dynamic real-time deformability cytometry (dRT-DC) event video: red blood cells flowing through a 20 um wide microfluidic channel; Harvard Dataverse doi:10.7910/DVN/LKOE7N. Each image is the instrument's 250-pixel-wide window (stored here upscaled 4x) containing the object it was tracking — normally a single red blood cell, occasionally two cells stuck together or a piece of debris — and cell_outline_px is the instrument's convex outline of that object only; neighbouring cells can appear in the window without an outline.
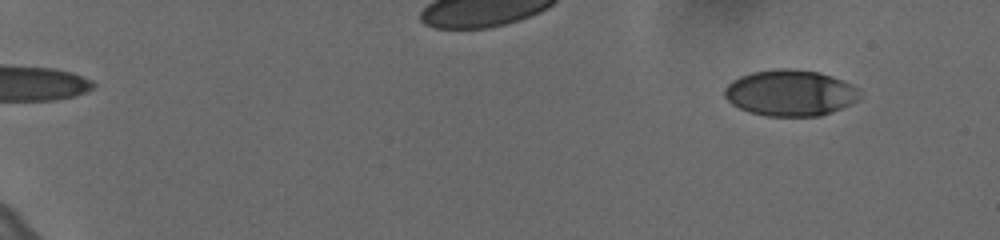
{"species": "human", "species_latin": "Homo sapiens", "temperature_condition": "cold", "stored_images_in_passage": 60, "camera_frame_rate_fps": 3000, "um_per_image_px": 0.085, "donor": {"sex": "female"}, "frame": {"image": 1, "passage_image": 6, "time_ms": 1.667, "image_size_px": [1000, 240], "cell_outline_px": [[860, 100], [832, 112], [820, 116], [764, 116], [748, 112], [732, 104], [724, 96], [724, 88], [732, 80], [740, 76], [752, 72], [772, 68], [796, 68], [820, 72], [832, 76], [852, 84], [856, 88], [860, 96]], "centroid_in_image_um": [67.16, 7.89], "position_along_channel_um": 17.8, "area_um2": 36.76}}
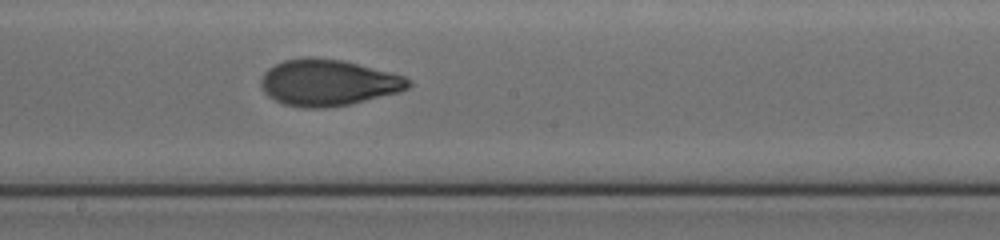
{"frame": {"image": 2, "passage_image": 37, "time_ms": 12.0, "image_size_px": [1000, 240], "cell_outline_px": [[412, 84], [408, 88], [400, 92], [352, 104], [324, 108], [304, 108], [284, 104], [268, 96], [264, 92], [260, 84], [260, 80], [264, 72], [268, 68], [284, 60], [308, 56], [344, 60], [404, 76], [412, 80]], "centroid_in_image_um": [27.9, 7.02], "position_along_channel_um": 220.3, "area_um2": 40.11}}
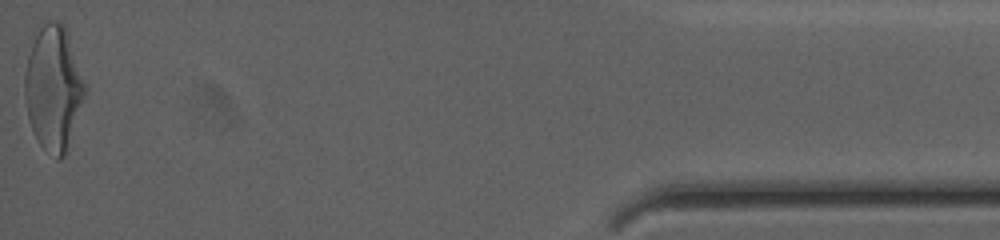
{"frame": {"image": 3, "passage_image": 60, "time_ms": 19.667, "image_size_px": [1000, 240], "cell_outline_px": [[84, 96], [64, 156], [60, 160], [56, 160], [40, 144], [32, 128], [28, 116], [24, 96], [24, 72], [28, 56], [32, 44], [40, 28], [48, 20], [56, 20], [64, 28], [68, 36], [84, 84]], "centroid_in_image_um": [4.49, 7.52], "position_along_channel_um": 430.7, "area_um2": 42.25}, "authors_computed_cell_mechanics": {"area_um2": 38.2058, "velocity_mm_per_s": 3.6441, "shape_relaxation_time_tau1_ms": 4.8657, "shape_relaxation_time_tau2_ms": 1.3478, "deformation_change_tau1": 0.1948, "deformation_change_tau2": 0.0679}}